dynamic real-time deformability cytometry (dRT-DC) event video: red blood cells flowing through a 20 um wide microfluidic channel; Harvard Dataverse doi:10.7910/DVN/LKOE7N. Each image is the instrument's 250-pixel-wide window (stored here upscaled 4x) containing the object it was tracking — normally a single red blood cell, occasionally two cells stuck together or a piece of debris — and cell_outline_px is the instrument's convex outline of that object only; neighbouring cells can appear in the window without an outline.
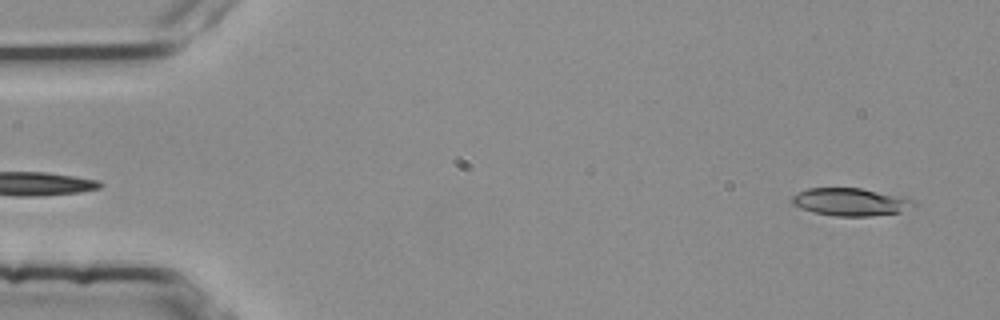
{"species": "common noctule bat (a hibernating species)", "species_latin": "Nyctalus noctula", "temperature_condition": "room temperature", "stored_images_in_passage": 52, "camera_frame_rate_fps": 3000, "um_per_image_px": 0.085, "animal": {"sex": "female", "body_mass_g": 25.1}, "frame": {"image": 1, "passage_image": 1, "time_ms": 0.0, "image_size_px": [1000, 320], "cell_outline_px": [[916, 204], [900, 212], [868, 216], [836, 216], [812, 212], [800, 208], [792, 204], [792, 196], [808, 188], [860, 188], [908, 196], [916, 200]], "centroid_in_image_um": [72.35, 17.15], "position_along_channel_um": 12.7, "area_um2": 19.83}}
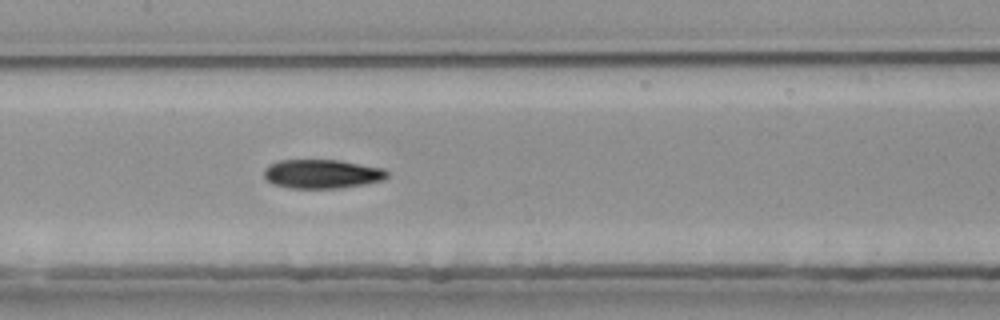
{"frame": {"image": 2, "passage_image": 24, "time_ms": 7.667, "image_size_px": [1000, 320], "cell_outline_px": [[388, 176], [384, 180], [364, 184], [340, 188], [288, 188], [272, 184], [264, 176], [264, 168], [268, 164], [280, 160], [340, 160], [384, 168], [388, 172]], "centroid_in_image_um": [27.37, 14.78], "position_along_channel_um": 180.0, "area_um2": 20.98}}
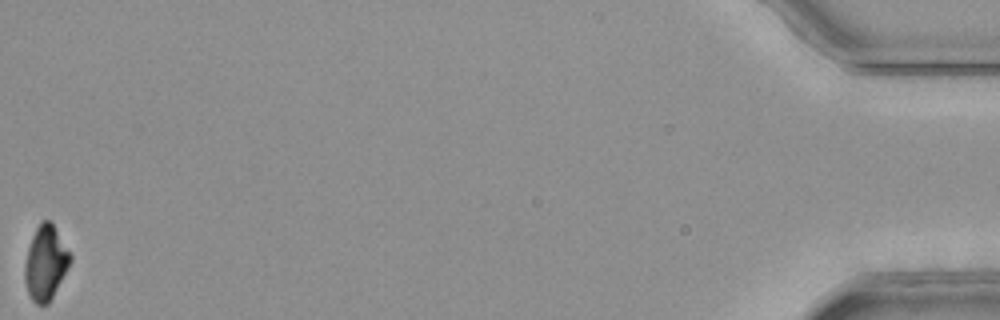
{"frame": {"image": 3, "passage_image": 52, "time_ms": 17.0, "image_size_px": [1000, 320], "cell_outline_px": [[72, 260], [48, 304], [36, 304], [32, 300], [28, 292], [24, 280], [24, 268], [28, 248], [32, 236], [40, 220], [52, 220], [72, 256]], "centroid_in_image_um": [3.88, 22.3], "position_along_channel_um": 431.3, "area_um2": 19.71}, "authors_computed_cell_mechanics": {"area_um2": 20.6924, "velocity_mm_per_s": 3.7828, "shape_relaxation_time_tau1_ms": 9.4987, "shape_relaxation_time_tau2_ms": 6.2044, "deformation_change_tau1": 0.229, "deformation_change_tau2": 0.147}}